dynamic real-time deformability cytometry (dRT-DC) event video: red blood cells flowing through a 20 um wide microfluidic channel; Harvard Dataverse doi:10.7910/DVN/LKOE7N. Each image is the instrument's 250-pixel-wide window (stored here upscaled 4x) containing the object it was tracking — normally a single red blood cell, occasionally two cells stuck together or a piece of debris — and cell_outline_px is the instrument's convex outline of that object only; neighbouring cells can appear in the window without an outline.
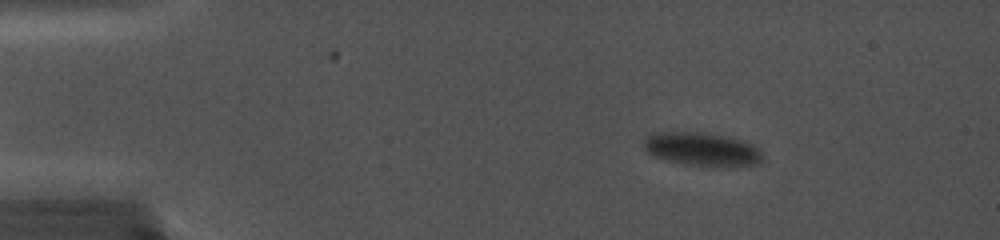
{"species": "common noctule bat (a hibernating species)", "species_latin": "Nyctalus noctula", "temperature_condition": "cold", "stored_images_in_passage": 32, "camera_frame_rate_fps": 5000, "um_per_image_px": 0.085, "animal": {"sex": "female", "body_mass_g": 19.0, "forearm_length_mm": 56.7}, "frame": {"image": 1, "passage_image": 15, "time_ms": 2.8, "image_size_px": [1000, 240], "cell_outline_px": [[764, 160], [760, 164], [684, 164], [656, 156], [648, 152], [644, 148], [644, 136], [660, 132], [704, 132], [740, 140], [752, 144], [760, 152]], "centroid_in_image_um": [59.62, 12.64], "position_along_channel_um": 25.4, "area_um2": 22.14}}
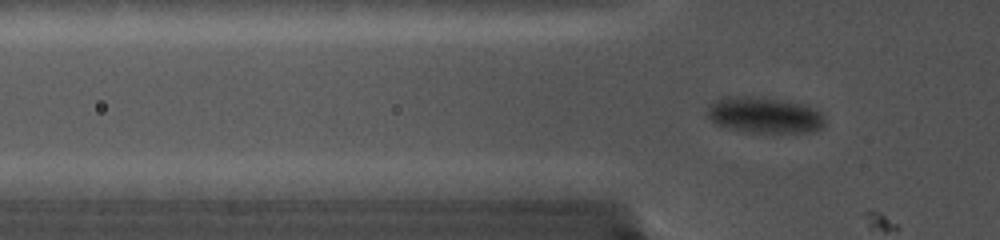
{"frame": {"image": 2, "passage_image": 31, "time_ms": 6.0, "image_size_px": [1000, 240], "cell_outline_px": [[824, 128], [816, 132], [748, 132], [728, 128], [716, 124], [708, 116], [708, 104], [712, 100], [720, 96], [760, 96], [788, 100], [804, 104], [816, 108], [824, 116]], "centroid_in_image_um": [64.99, 9.75], "position_along_channel_um": 60.8, "area_um2": 25.37}}